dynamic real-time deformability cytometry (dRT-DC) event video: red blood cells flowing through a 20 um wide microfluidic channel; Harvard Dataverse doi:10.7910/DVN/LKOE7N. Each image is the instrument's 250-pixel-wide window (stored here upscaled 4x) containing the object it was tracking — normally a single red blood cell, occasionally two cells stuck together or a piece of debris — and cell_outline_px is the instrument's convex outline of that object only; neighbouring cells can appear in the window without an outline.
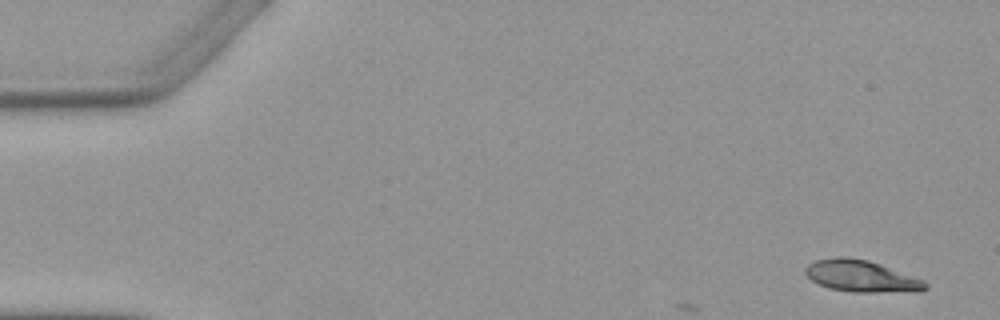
{"species": "Egyptian fruit bat (a non-hibernating species)", "species_latin": "Rousettus aegyptiacus", "temperature_condition": "warm", "stored_images_in_passage": 3, "camera_frame_rate_fps": 3000, "um_per_image_px": 0.085, "animal": {"sex": "female"}, "frame": {"image": 1, "passage_image": 1, "time_ms": 0.0, "image_size_px": [1000, 320], "cell_outline_px": [[928, 288], [920, 292], [852, 292], [828, 288], [812, 280], [804, 272], [804, 268], [808, 264], [816, 260], [840, 256], [844, 256], [868, 260], [924, 280], [928, 284]], "centroid_in_image_um": [73.23, 23.48], "position_along_channel_um": 11.8, "area_um2": 22.2}}